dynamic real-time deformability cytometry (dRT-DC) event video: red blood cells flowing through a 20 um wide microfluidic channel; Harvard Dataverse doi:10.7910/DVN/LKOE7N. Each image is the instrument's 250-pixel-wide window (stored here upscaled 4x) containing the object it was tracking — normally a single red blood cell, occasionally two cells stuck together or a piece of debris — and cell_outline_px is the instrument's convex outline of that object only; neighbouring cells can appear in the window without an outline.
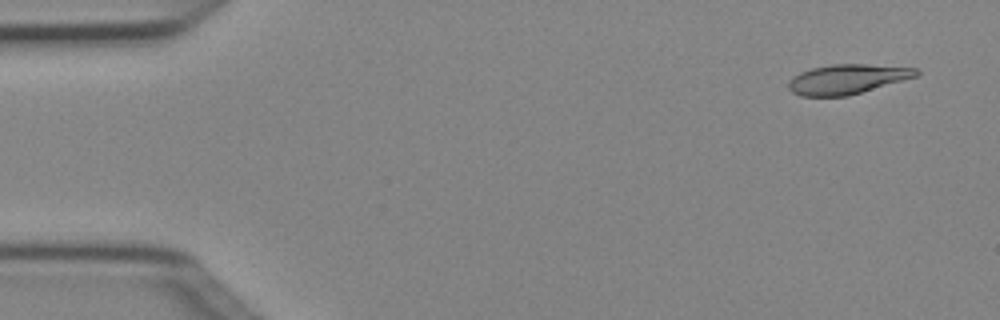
{"species": "Egyptian fruit bat (a non-hibernating species)", "species_latin": "Rousettus aegyptiacus", "temperature_condition": "cold", "stored_images_in_passage": 4, "camera_frame_rate_fps": 3000, "um_per_image_px": 0.085, "animal": {"sex": "female"}, "frame": {"image": 1, "passage_image": 1, "time_ms": 0.0, "image_size_px": [1000, 320], "cell_outline_px": [[920, 72], [916, 76], [848, 96], [800, 96], [792, 92], [788, 88], [788, 84], [792, 76], [800, 72], [812, 68], [832, 64], [864, 64], [916, 68]], "centroid_in_image_um": [71.96, 6.73], "position_along_channel_um": 13.0, "area_um2": 21.91}}
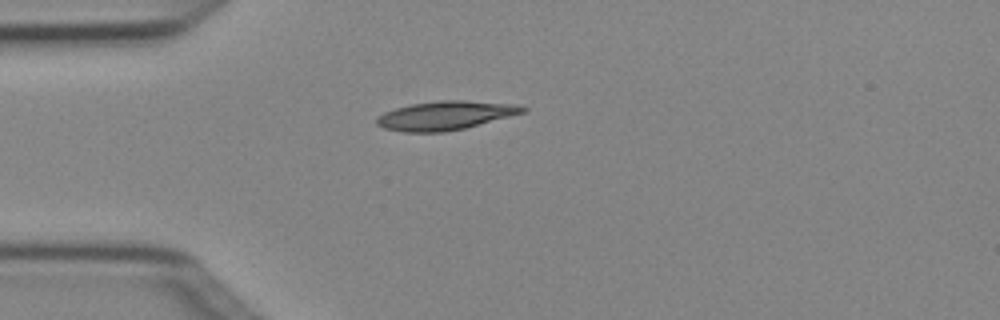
{"frame": {"image": 2, "passage_image": 4, "time_ms": 1.0, "image_size_px": [1000, 320], "cell_outline_px": [[528, 108], [524, 112], [464, 128], [444, 132], [404, 132], [384, 128], [376, 124], [376, 116], [384, 112], [396, 108], [412, 104], [440, 100], [464, 100], [520, 104]], "centroid_in_image_um": [37.85, 9.81], "position_along_channel_um": 47.2, "area_um2": 24.45}}